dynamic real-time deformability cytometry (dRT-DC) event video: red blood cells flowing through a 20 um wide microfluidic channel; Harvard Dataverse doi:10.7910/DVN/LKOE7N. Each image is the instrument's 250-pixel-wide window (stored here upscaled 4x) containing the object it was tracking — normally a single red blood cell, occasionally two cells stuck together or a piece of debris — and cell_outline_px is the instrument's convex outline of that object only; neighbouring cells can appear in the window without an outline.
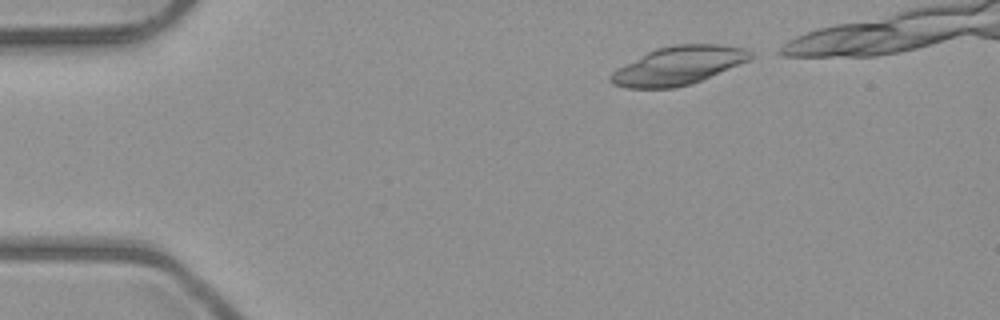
{"species": "common noctule bat (a hibernating species)", "species_latin": "Nyctalus noctula", "temperature_condition": "room temperature", "stored_images_in_passage": 4, "camera_frame_rate_fps": 3000, "um_per_image_px": 0.085, "animal": {"sex": "male", "body_mass_g": 23.1, "forearm_length_mm": 52.7}, "frame": {"image": 1, "passage_image": 1, "time_ms": 0.0, "image_size_px": [1000, 320], "cell_outline_px": [[756, 56], [748, 60], [700, 80], [676, 88], [628, 88], [612, 84], [608, 80], [608, 76], [612, 72], [648, 52], [656, 48], [672, 44], [720, 44], [744, 48], [752, 52]], "centroid_in_image_um": [57.65, 5.56], "position_along_channel_um": 27.4, "area_um2": 30.87}}